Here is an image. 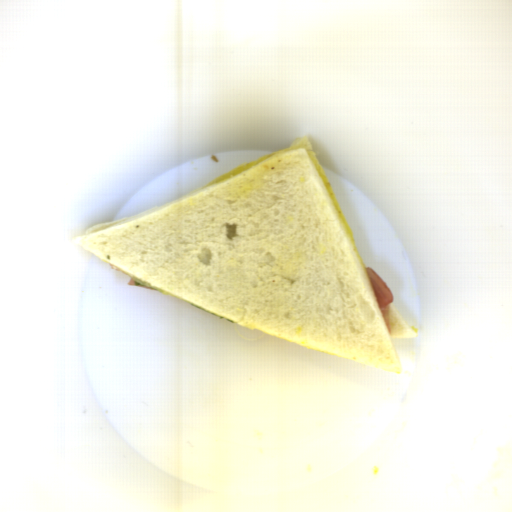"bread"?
Segmentation results:
<instances>
[{
	"mask_svg": "<svg viewBox=\"0 0 512 512\" xmlns=\"http://www.w3.org/2000/svg\"><path fill=\"white\" fill-rule=\"evenodd\" d=\"M75 242L124 274L241 325L397 374L361 253L308 137Z\"/></svg>",
	"mask_w": 512,
	"mask_h": 512,
	"instance_id": "obj_1",
	"label": "bread"
}]
</instances>
